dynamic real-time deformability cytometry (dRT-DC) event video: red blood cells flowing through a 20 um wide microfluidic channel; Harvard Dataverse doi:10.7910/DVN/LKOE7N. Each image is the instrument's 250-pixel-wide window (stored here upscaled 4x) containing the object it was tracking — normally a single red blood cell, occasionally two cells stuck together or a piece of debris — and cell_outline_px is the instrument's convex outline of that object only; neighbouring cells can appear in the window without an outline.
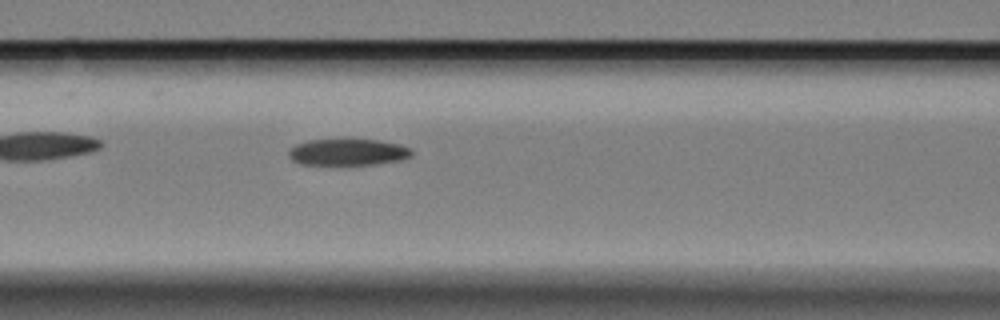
{"species": "Egyptian fruit bat (a non-hibernating species)", "species_latin": "Rousettus aegyptiacus", "temperature_condition": "cold", "stored_images_in_passage": 35, "camera_frame_rate_fps": 3000, "um_per_image_px": 0.085, "animal": {"sex": "female"}, "frame": {"image": 1, "passage_image": 8, "time_ms": 2.333, "image_size_px": [1000, 320], "cell_outline_px": [[412, 156], [404, 160], [376, 164], [300, 164], [292, 160], [288, 156], [288, 152], [296, 144], [308, 140], [376, 140], [400, 144], [412, 148]], "centroid_in_image_um": [29.62, 12.94], "position_along_channel_um": 137.0, "area_um2": 18.96}}
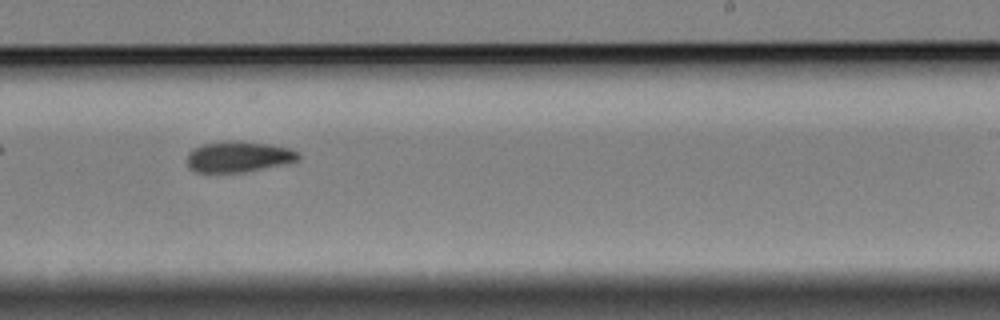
{"frame": {"image": 2, "passage_image": 20, "time_ms": 6.333, "image_size_px": [1000, 320], "cell_outline_px": [[300, 160], [284, 164], [244, 172], [196, 172], [188, 168], [188, 152], [192, 148], [204, 144], [232, 140], [240, 140], [268, 144], [288, 148], [300, 152]], "centroid_in_image_um": [20.28, 13.31], "position_along_channel_um": 268.7, "area_um2": 20.11}}
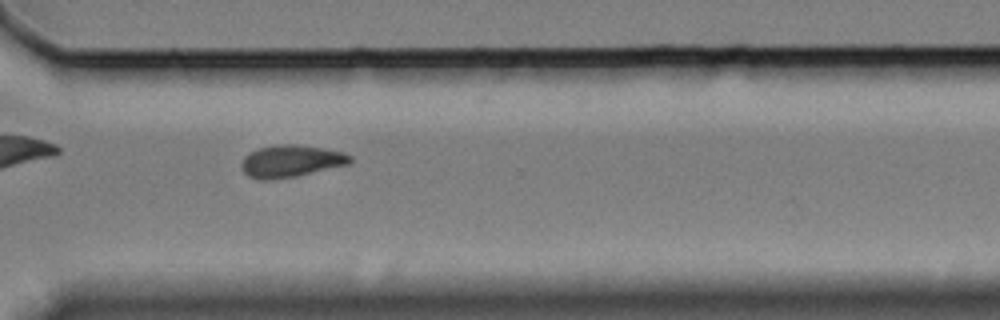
{"frame": {"image": 3, "passage_image": 27, "time_ms": 8.667, "image_size_px": [1000, 320], "cell_outline_px": [[352, 160], [348, 164], [296, 176], [268, 180], [260, 180], [248, 176], [240, 168], [240, 164], [244, 156], [248, 152], [260, 148], [276, 144], [292, 144], [320, 148], [344, 152], [352, 156]], "centroid_in_image_um": [24.68, 13.7], "position_along_channel_um": 345.9, "area_um2": 20.29}}